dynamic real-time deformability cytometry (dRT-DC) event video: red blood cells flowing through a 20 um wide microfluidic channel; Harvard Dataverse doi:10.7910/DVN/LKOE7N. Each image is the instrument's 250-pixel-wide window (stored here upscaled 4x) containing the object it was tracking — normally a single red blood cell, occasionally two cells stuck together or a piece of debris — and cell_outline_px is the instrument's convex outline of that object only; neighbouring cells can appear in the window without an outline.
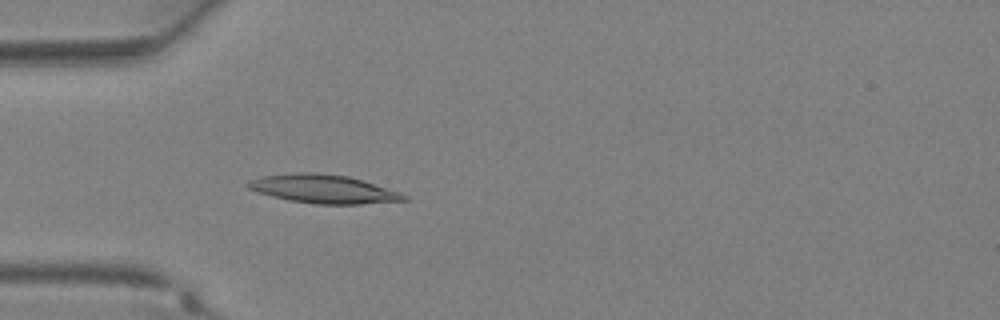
{"species": "Egyptian fruit bat (a non-hibernating species)", "species_latin": "Rousettus aegyptiacus", "temperature_condition": "warm", "stored_images_in_passage": 29, "camera_frame_rate_fps": 3000, "um_per_image_px": 0.085, "animal": {"sex": "female"}, "frame": {"image": 1, "passage_image": 4, "time_ms": 1.0, "image_size_px": [1000, 320], "cell_outline_px": [[408, 200], [360, 204], [316, 204], [288, 200], [272, 196], [248, 188], [244, 184], [248, 180], [264, 176], [308, 172], [312, 172], [348, 176], [364, 180], [400, 192], [408, 196]], "centroid_in_image_um": [27.52, 16.07], "position_along_channel_um": 57.5, "area_um2": 25.78}}
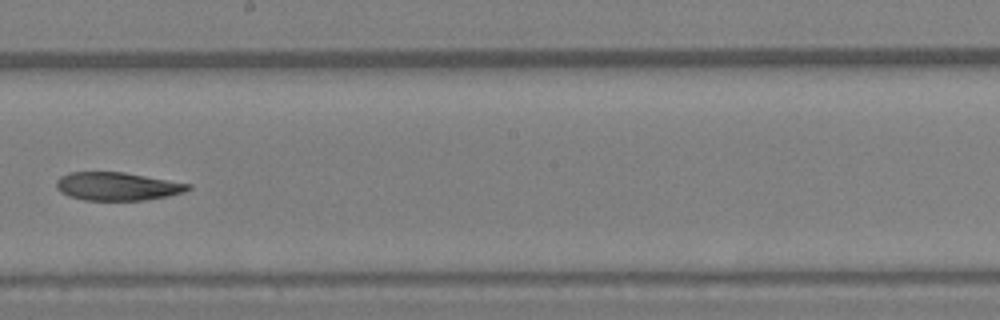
{"frame": {"image": 2, "passage_image": 14, "time_ms": 4.333, "image_size_px": [1000, 320], "cell_outline_px": [[192, 188], [184, 192], [168, 196], [144, 200], [84, 200], [68, 196], [60, 192], [56, 188], [56, 180], [60, 176], [68, 172], [124, 172], [192, 184]], "centroid_in_image_um": [9.96, 15.84], "position_along_channel_um": 238.2, "area_um2": 21.79}}
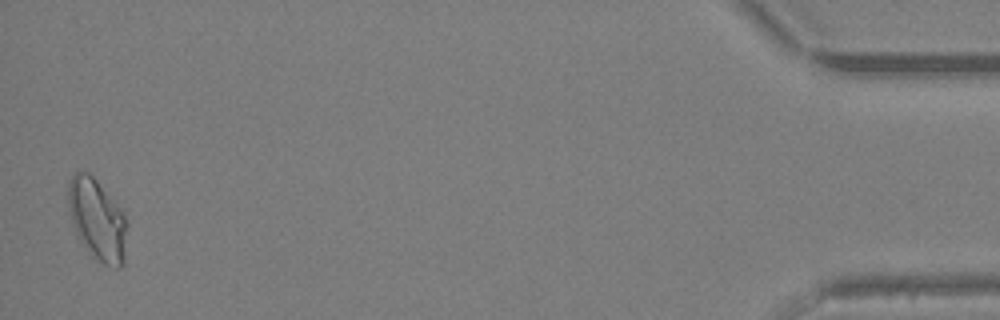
{"frame": {"image": 3, "passage_image": 29, "time_ms": 9.333, "image_size_px": [1000, 320], "cell_outline_px": [[128, 224], [124, 264], [120, 268], [116, 268], [104, 264], [96, 260], [92, 256], [76, 236], [68, 212], [68, 180], [76, 172], [88, 172], [96, 180], [124, 212]], "centroid_in_image_um": [8.27, 18.7], "position_along_channel_um": 426.9, "area_um2": 28.32}}